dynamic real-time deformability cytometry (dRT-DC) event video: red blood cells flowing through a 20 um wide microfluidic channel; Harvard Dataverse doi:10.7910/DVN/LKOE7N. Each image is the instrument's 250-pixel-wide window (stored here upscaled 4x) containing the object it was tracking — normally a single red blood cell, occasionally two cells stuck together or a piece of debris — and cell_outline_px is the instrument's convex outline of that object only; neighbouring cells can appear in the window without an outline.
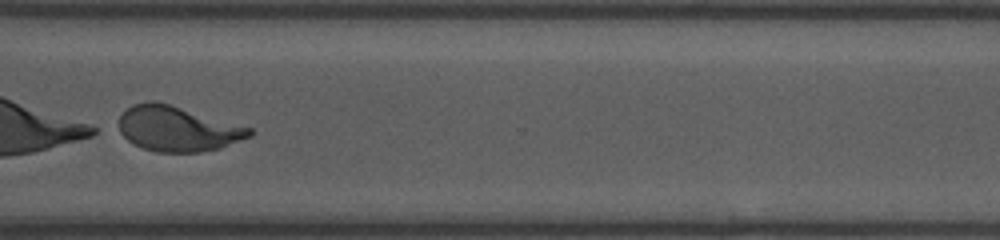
{"species": "human", "species_latin": "Homo sapiens", "temperature_condition": "room temperature", "stored_images_in_passage": 55, "segment_of_instrument_passage": [2, 2], "camera_frame_rate_fps": 3000, "um_per_image_px": 0.085, "donor": {"sex": "female"}, "frame": {"image": 1, "passage_image": 44, "time_ms": 14.333, "image_size_px": [1000, 240], "cell_outline_px": [[252, 136], [220, 148], [200, 152], [156, 152], [144, 148], [128, 140], [120, 132], [120, 116], [132, 104], [152, 100], [156, 100], [252, 128]], "centroid_in_image_um": [15.11, 10.94], "position_along_channel_um": 355.5, "area_um2": 34.1}}